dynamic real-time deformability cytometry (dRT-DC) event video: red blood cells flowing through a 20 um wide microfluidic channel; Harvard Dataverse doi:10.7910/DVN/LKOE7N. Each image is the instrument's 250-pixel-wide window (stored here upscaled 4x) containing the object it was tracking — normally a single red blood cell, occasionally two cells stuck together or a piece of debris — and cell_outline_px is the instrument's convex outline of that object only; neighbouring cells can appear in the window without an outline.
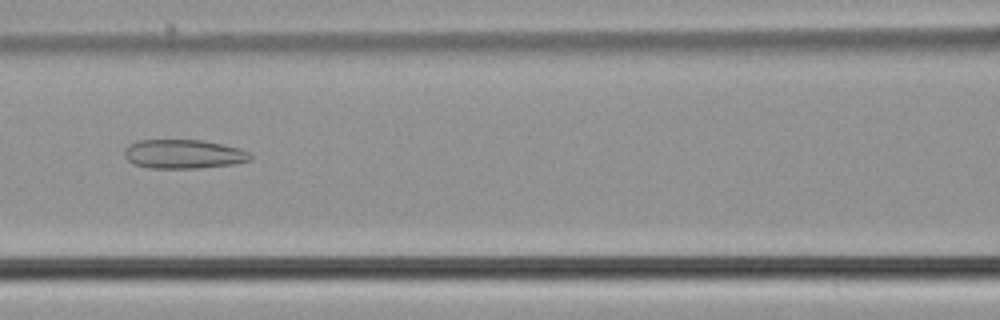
{"species": "common noctule bat (a hibernating species)", "species_latin": "Nyctalus noctula", "temperature_condition": "cold", "stored_images_in_passage": 40, "camera_frame_rate_fps": 3000, "um_per_image_px": 0.085, "animal": {"sex": "male", "body_mass_g": 21.5, "forearm_length_mm": 52.0}, "frame": {"image": 1, "passage_image": 10, "time_ms": 3.0, "image_size_px": [1000, 320], "cell_outline_px": [[252, 160], [232, 164], [196, 168], [148, 168], [136, 164], [128, 160], [124, 156], [124, 148], [128, 144], [140, 140], [204, 140], [240, 148], [252, 152]], "centroid_in_image_um": [15.62, 13.09], "position_along_channel_um": 151.0, "area_um2": 21.44}}
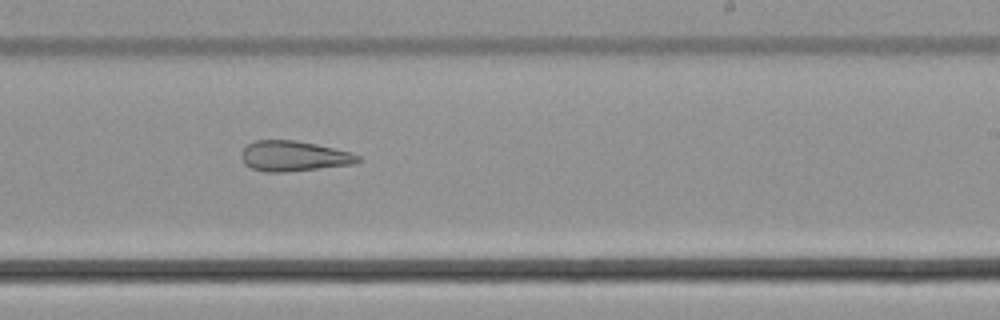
{"frame": {"image": 2, "passage_image": 19, "time_ms": 6.0, "image_size_px": [1000, 320], "cell_outline_px": [[360, 160], [352, 164], [320, 168], [284, 172], [264, 172], [252, 168], [244, 164], [240, 156], [240, 152], [248, 144], [256, 140], [296, 140], [316, 144], [352, 152], [360, 156]], "centroid_in_image_um": [24.94, 13.26], "position_along_channel_um": 264.1, "area_um2": 20.63}}
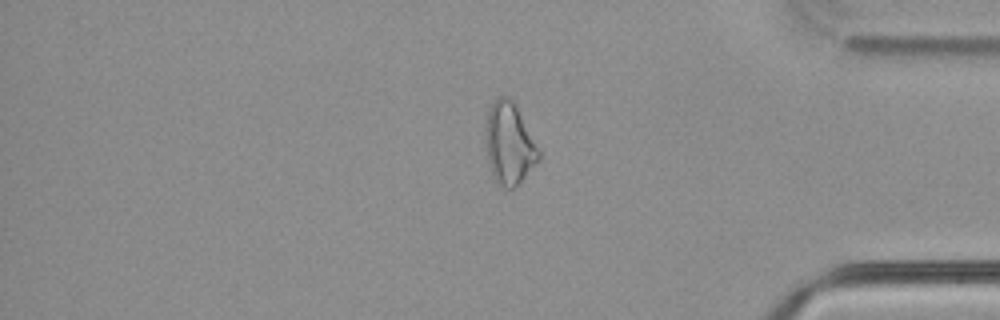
{"frame": {"image": 3, "passage_image": 31, "time_ms": 10.0, "image_size_px": [1000, 320], "cell_outline_px": [[540, 160], [512, 188], [508, 188], [500, 184], [496, 180], [488, 164], [484, 128], [488, 108], [496, 96], [508, 96], [516, 104], [540, 152]], "centroid_in_image_um": [43.25, 12.13], "position_along_channel_um": 391.9, "area_um2": 25.2}, "authors_computed_cell_mechanics": {"area_um2": 23.6691, "velocity_mm_per_s": 3.775, "shape_relaxation_time_tau1_ms": null, "shape_relaxation_time_tau2_ms": 6.0254, "deformation_change_tau1": null, "deformation_change_tau2": 0.183}}